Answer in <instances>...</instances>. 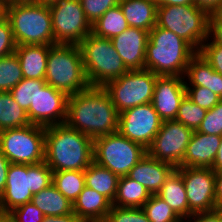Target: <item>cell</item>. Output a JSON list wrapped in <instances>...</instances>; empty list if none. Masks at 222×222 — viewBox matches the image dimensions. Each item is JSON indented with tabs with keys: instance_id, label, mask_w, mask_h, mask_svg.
<instances>
[{
	"instance_id": "cell-21",
	"label": "cell",
	"mask_w": 222,
	"mask_h": 222,
	"mask_svg": "<svg viewBox=\"0 0 222 222\" xmlns=\"http://www.w3.org/2000/svg\"><path fill=\"white\" fill-rule=\"evenodd\" d=\"M186 76L188 81L185 78V86L206 87L221 100L222 75L216 72L199 52L190 59L184 77Z\"/></svg>"
},
{
	"instance_id": "cell-1",
	"label": "cell",
	"mask_w": 222,
	"mask_h": 222,
	"mask_svg": "<svg viewBox=\"0 0 222 222\" xmlns=\"http://www.w3.org/2000/svg\"><path fill=\"white\" fill-rule=\"evenodd\" d=\"M119 113L102 86L68 96L65 123L93 140L118 132Z\"/></svg>"
},
{
	"instance_id": "cell-40",
	"label": "cell",
	"mask_w": 222,
	"mask_h": 222,
	"mask_svg": "<svg viewBox=\"0 0 222 222\" xmlns=\"http://www.w3.org/2000/svg\"><path fill=\"white\" fill-rule=\"evenodd\" d=\"M14 222H42L43 212L33 203L28 202L8 213Z\"/></svg>"
},
{
	"instance_id": "cell-49",
	"label": "cell",
	"mask_w": 222,
	"mask_h": 222,
	"mask_svg": "<svg viewBox=\"0 0 222 222\" xmlns=\"http://www.w3.org/2000/svg\"><path fill=\"white\" fill-rule=\"evenodd\" d=\"M157 6L163 5H190L194 4V0H154Z\"/></svg>"
},
{
	"instance_id": "cell-32",
	"label": "cell",
	"mask_w": 222,
	"mask_h": 222,
	"mask_svg": "<svg viewBox=\"0 0 222 222\" xmlns=\"http://www.w3.org/2000/svg\"><path fill=\"white\" fill-rule=\"evenodd\" d=\"M23 79L16 53L0 58V92L10 91Z\"/></svg>"
},
{
	"instance_id": "cell-10",
	"label": "cell",
	"mask_w": 222,
	"mask_h": 222,
	"mask_svg": "<svg viewBox=\"0 0 222 222\" xmlns=\"http://www.w3.org/2000/svg\"><path fill=\"white\" fill-rule=\"evenodd\" d=\"M157 76L147 69L129 70L121 77L107 82V91L118 113L152 102Z\"/></svg>"
},
{
	"instance_id": "cell-37",
	"label": "cell",
	"mask_w": 222,
	"mask_h": 222,
	"mask_svg": "<svg viewBox=\"0 0 222 222\" xmlns=\"http://www.w3.org/2000/svg\"><path fill=\"white\" fill-rule=\"evenodd\" d=\"M187 97L195 104L206 110L212 109L221 100L214 92L206 87L185 86Z\"/></svg>"
},
{
	"instance_id": "cell-45",
	"label": "cell",
	"mask_w": 222,
	"mask_h": 222,
	"mask_svg": "<svg viewBox=\"0 0 222 222\" xmlns=\"http://www.w3.org/2000/svg\"><path fill=\"white\" fill-rule=\"evenodd\" d=\"M9 166H10V161L1 152V146H0V196L3 194L6 186L7 172Z\"/></svg>"
},
{
	"instance_id": "cell-5",
	"label": "cell",
	"mask_w": 222,
	"mask_h": 222,
	"mask_svg": "<svg viewBox=\"0 0 222 222\" xmlns=\"http://www.w3.org/2000/svg\"><path fill=\"white\" fill-rule=\"evenodd\" d=\"M52 182L53 171L45 161L33 165L10 163L6 186L0 196V213L8 214L31 202L33 194L49 187Z\"/></svg>"
},
{
	"instance_id": "cell-48",
	"label": "cell",
	"mask_w": 222,
	"mask_h": 222,
	"mask_svg": "<svg viewBox=\"0 0 222 222\" xmlns=\"http://www.w3.org/2000/svg\"><path fill=\"white\" fill-rule=\"evenodd\" d=\"M216 210H222V171L215 173Z\"/></svg>"
},
{
	"instance_id": "cell-29",
	"label": "cell",
	"mask_w": 222,
	"mask_h": 222,
	"mask_svg": "<svg viewBox=\"0 0 222 222\" xmlns=\"http://www.w3.org/2000/svg\"><path fill=\"white\" fill-rule=\"evenodd\" d=\"M30 124L27 112L17 104L11 93L0 92V131Z\"/></svg>"
},
{
	"instance_id": "cell-7",
	"label": "cell",
	"mask_w": 222,
	"mask_h": 222,
	"mask_svg": "<svg viewBox=\"0 0 222 222\" xmlns=\"http://www.w3.org/2000/svg\"><path fill=\"white\" fill-rule=\"evenodd\" d=\"M86 78L90 86H104L129 69L115 50L111 39L92 32L79 44Z\"/></svg>"
},
{
	"instance_id": "cell-19",
	"label": "cell",
	"mask_w": 222,
	"mask_h": 222,
	"mask_svg": "<svg viewBox=\"0 0 222 222\" xmlns=\"http://www.w3.org/2000/svg\"><path fill=\"white\" fill-rule=\"evenodd\" d=\"M221 136L193 132L179 167L211 168L220 147Z\"/></svg>"
},
{
	"instance_id": "cell-42",
	"label": "cell",
	"mask_w": 222,
	"mask_h": 222,
	"mask_svg": "<svg viewBox=\"0 0 222 222\" xmlns=\"http://www.w3.org/2000/svg\"><path fill=\"white\" fill-rule=\"evenodd\" d=\"M16 46L10 22L4 18L0 22V58L14 53Z\"/></svg>"
},
{
	"instance_id": "cell-26",
	"label": "cell",
	"mask_w": 222,
	"mask_h": 222,
	"mask_svg": "<svg viewBox=\"0 0 222 222\" xmlns=\"http://www.w3.org/2000/svg\"><path fill=\"white\" fill-rule=\"evenodd\" d=\"M31 203L37 206L44 216H62L73 213V203L53 184L33 194Z\"/></svg>"
},
{
	"instance_id": "cell-43",
	"label": "cell",
	"mask_w": 222,
	"mask_h": 222,
	"mask_svg": "<svg viewBox=\"0 0 222 222\" xmlns=\"http://www.w3.org/2000/svg\"><path fill=\"white\" fill-rule=\"evenodd\" d=\"M209 37L222 46V9L210 14Z\"/></svg>"
},
{
	"instance_id": "cell-27",
	"label": "cell",
	"mask_w": 222,
	"mask_h": 222,
	"mask_svg": "<svg viewBox=\"0 0 222 222\" xmlns=\"http://www.w3.org/2000/svg\"><path fill=\"white\" fill-rule=\"evenodd\" d=\"M85 186L107 197L112 203L116 197L119 176L94 161L84 171Z\"/></svg>"
},
{
	"instance_id": "cell-23",
	"label": "cell",
	"mask_w": 222,
	"mask_h": 222,
	"mask_svg": "<svg viewBox=\"0 0 222 222\" xmlns=\"http://www.w3.org/2000/svg\"><path fill=\"white\" fill-rule=\"evenodd\" d=\"M112 202L88 186L73 203V212L83 220H105Z\"/></svg>"
},
{
	"instance_id": "cell-55",
	"label": "cell",
	"mask_w": 222,
	"mask_h": 222,
	"mask_svg": "<svg viewBox=\"0 0 222 222\" xmlns=\"http://www.w3.org/2000/svg\"><path fill=\"white\" fill-rule=\"evenodd\" d=\"M0 4H5V1L4 0H0Z\"/></svg>"
},
{
	"instance_id": "cell-51",
	"label": "cell",
	"mask_w": 222,
	"mask_h": 222,
	"mask_svg": "<svg viewBox=\"0 0 222 222\" xmlns=\"http://www.w3.org/2000/svg\"><path fill=\"white\" fill-rule=\"evenodd\" d=\"M30 2H35V3H39V4H44V5H51L53 3H55L57 0H28Z\"/></svg>"
},
{
	"instance_id": "cell-24",
	"label": "cell",
	"mask_w": 222,
	"mask_h": 222,
	"mask_svg": "<svg viewBox=\"0 0 222 222\" xmlns=\"http://www.w3.org/2000/svg\"><path fill=\"white\" fill-rule=\"evenodd\" d=\"M119 5L129 27L150 32L156 26L157 5L154 0H120Z\"/></svg>"
},
{
	"instance_id": "cell-46",
	"label": "cell",
	"mask_w": 222,
	"mask_h": 222,
	"mask_svg": "<svg viewBox=\"0 0 222 222\" xmlns=\"http://www.w3.org/2000/svg\"><path fill=\"white\" fill-rule=\"evenodd\" d=\"M194 4L209 14L222 9V0H194Z\"/></svg>"
},
{
	"instance_id": "cell-33",
	"label": "cell",
	"mask_w": 222,
	"mask_h": 222,
	"mask_svg": "<svg viewBox=\"0 0 222 222\" xmlns=\"http://www.w3.org/2000/svg\"><path fill=\"white\" fill-rule=\"evenodd\" d=\"M142 209L151 222H179L181 220L172 208L157 194H151Z\"/></svg>"
},
{
	"instance_id": "cell-52",
	"label": "cell",
	"mask_w": 222,
	"mask_h": 222,
	"mask_svg": "<svg viewBox=\"0 0 222 222\" xmlns=\"http://www.w3.org/2000/svg\"><path fill=\"white\" fill-rule=\"evenodd\" d=\"M0 222H14L8 214H0Z\"/></svg>"
},
{
	"instance_id": "cell-14",
	"label": "cell",
	"mask_w": 222,
	"mask_h": 222,
	"mask_svg": "<svg viewBox=\"0 0 222 222\" xmlns=\"http://www.w3.org/2000/svg\"><path fill=\"white\" fill-rule=\"evenodd\" d=\"M183 179L189 216L216 210L215 172L211 168L176 167Z\"/></svg>"
},
{
	"instance_id": "cell-15",
	"label": "cell",
	"mask_w": 222,
	"mask_h": 222,
	"mask_svg": "<svg viewBox=\"0 0 222 222\" xmlns=\"http://www.w3.org/2000/svg\"><path fill=\"white\" fill-rule=\"evenodd\" d=\"M162 123L152 103L138 105L119 113L118 132L147 149Z\"/></svg>"
},
{
	"instance_id": "cell-35",
	"label": "cell",
	"mask_w": 222,
	"mask_h": 222,
	"mask_svg": "<svg viewBox=\"0 0 222 222\" xmlns=\"http://www.w3.org/2000/svg\"><path fill=\"white\" fill-rule=\"evenodd\" d=\"M45 79H27L23 78L9 92L13 99L21 106L23 110L28 112L31 103H34L37 94V85H45Z\"/></svg>"
},
{
	"instance_id": "cell-47",
	"label": "cell",
	"mask_w": 222,
	"mask_h": 222,
	"mask_svg": "<svg viewBox=\"0 0 222 222\" xmlns=\"http://www.w3.org/2000/svg\"><path fill=\"white\" fill-rule=\"evenodd\" d=\"M74 212L62 216H44L42 222H83Z\"/></svg>"
},
{
	"instance_id": "cell-16",
	"label": "cell",
	"mask_w": 222,
	"mask_h": 222,
	"mask_svg": "<svg viewBox=\"0 0 222 222\" xmlns=\"http://www.w3.org/2000/svg\"><path fill=\"white\" fill-rule=\"evenodd\" d=\"M68 96L48 85H37L34 103L30 104L27 116L31 124L48 127L63 124L67 117Z\"/></svg>"
},
{
	"instance_id": "cell-39",
	"label": "cell",
	"mask_w": 222,
	"mask_h": 222,
	"mask_svg": "<svg viewBox=\"0 0 222 222\" xmlns=\"http://www.w3.org/2000/svg\"><path fill=\"white\" fill-rule=\"evenodd\" d=\"M198 132L222 136V101L207 110L205 118L197 129Z\"/></svg>"
},
{
	"instance_id": "cell-44",
	"label": "cell",
	"mask_w": 222,
	"mask_h": 222,
	"mask_svg": "<svg viewBox=\"0 0 222 222\" xmlns=\"http://www.w3.org/2000/svg\"><path fill=\"white\" fill-rule=\"evenodd\" d=\"M185 219H183L185 222H222V210L196 213Z\"/></svg>"
},
{
	"instance_id": "cell-3",
	"label": "cell",
	"mask_w": 222,
	"mask_h": 222,
	"mask_svg": "<svg viewBox=\"0 0 222 222\" xmlns=\"http://www.w3.org/2000/svg\"><path fill=\"white\" fill-rule=\"evenodd\" d=\"M197 51L172 31L158 27L149 32L145 69L158 76L184 77L190 59Z\"/></svg>"
},
{
	"instance_id": "cell-31",
	"label": "cell",
	"mask_w": 222,
	"mask_h": 222,
	"mask_svg": "<svg viewBox=\"0 0 222 222\" xmlns=\"http://www.w3.org/2000/svg\"><path fill=\"white\" fill-rule=\"evenodd\" d=\"M52 184L71 203H74L85 187V173L79 170L56 171L53 172Z\"/></svg>"
},
{
	"instance_id": "cell-20",
	"label": "cell",
	"mask_w": 222,
	"mask_h": 222,
	"mask_svg": "<svg viewBox=\"0 0 222 222\" xmlns=\"http://www.w3.org/2000/svg\"><path fill=\"white\" fill-rule=\"evenodd\" d=\"M175 169L172 164L159 161L146 154L127 176L142 184L150 194H157Z\"/></svg>"
},
{
	"instance_id": "cell-8",
	"label": "cell",
	"mask_w": 222,
	"mask_h": 222,
	"mask_svg": "<svg viewBox=\"0 0 222 222\" xmlns=\"http://www.w3.org/2000/svg\"><path fill=\"white\" fill-rule=\"evenodd\" d=\"M210 14L196 6L190 5H163L157 6L156 25L172 31L197 52L209 38Z\"/></svg>"
},
{
	"instance_id": "cell-30",
	"label": "cell",
	"mask_w": 222,
	"mask_h": 222,
	"mask_svg": "<svg viewBox=\"0 0 222 222\" xmlns=\"http://www.w3.org/2000/svg\"><path fill=\"white\" fill-rule=\"evenodd\" d=\"M129 25L124 17L120 5L108 9L92 25V33L99 37L112 39L128 29Z\"/></svg>"
},
{
	"instance_id": "cell-50",
	"label": "cell",
	"mask_w": 222,
	"mask_h": 222,
	"mask_svg": "<svg viewBox=\"0 0 222 222\" xmlns=\"http://www.w3.org/2000/svg\"><path fill=\"white\" fill-rule=\"evenodd\" d=\"M212 170L215 173L222 171V138H221L220 147L218 148L216 158H215L214 163L212 165Z\"/></svg>"
},
{
	"instance_id": "cell-25",
	"label": "cell",
	"mask_w": 222,
	"mask_h": 222,
	"mask_svg": "<svg viewBox=\"0 0 222 222\" xmlns=\"http://www.w3.org/2000/svg\"><path fill=\"white\" fill-rule=\"evenodd\" d=\"M157 195L163 199L181 219L189 217V207L182 176L174 170L165 180Z\"/></svg>"
},
{
	"instance_id": "cell-54",
	"label": "cell",
	"mask_w": 222,
	"mask_h": 222,
	"mask_svg": "<svg viewBox=\"0 0 222 222\" xmlns=\"http://www.w3.org/2000/svg\"><path fill=\"white\" fill-rule=\"evenodd\" d=\"M83 222H106L105 220H84Z\"/></svg>"
},
{
	"instance_id": "cell-53",
	"label": "cell",
	"mask_w": 222,
	"mask_h": 222,
	"mask_svg": "<svg viewBox=\"0 0 222 222\" xmlns=\"http://www.w3.org/2000/svg\"><path fill=\"white\" fill-rule=\"evenodd\" d=\"M5 18V4H0V22Z\"/></svg>"
},
{
	"instance_id": "cell-11",
	"label": "cell",
	"mask_w": 222,
	"mask_h": 222,
	"mask_svg": "<svg viewBox=\"0 0 222 222\" xmlns=\"http://www.w3.org/2000/svg\"><path fill=\"white\" fill-rule=\"evenodd\" d=\"M0 146L10 163H41L44 161L45 127L30 124L0 131Z\"/></svg>"
},
{
	"instance_id": "cell-2",
	"label": "cell",
	"mask_w": 222,
	"mask_h": 222,
	"mask_svg": "<svg viewBox=\"0 0 222 222\" xmlns=\"http://www.w3.org/2000/svg\"><path fill=\"white\" fill-rule=\"evenodd\" d=\"M93 153V139L66 123L45 127L44 161L53 172L85 171Z\"/></svg>"
},
{
	"instance_id": "cell-22",
	"label": "cell",
	"mask_w": 222,
	"mask_h": 222,
	"mask_svg": "<svg viewBox=\"0 0 222 222\" xmlns=\"http://www.w3.org/2000/svg\"><path fill=\"white\" fill-rule=\"evenodd\" d=\"M49 45H17L23 78L45 79Z\"/></svg>"
},
{
	"instance_id": "cell-34",
	"label": "cell",
	"mask_w": 222,
	"mask_h": 222,
	"mask_svg": "<svg viewBox=\"0 0 222 222\" xmlns=\"http://www.w3.org/2000/svg\"><path fill=\"white\" fill-rule=\"evenodd\" d=\"M207 110L193 103L187 95L181 100L176 121L181 122L186 127L196 131L205 118Z\"/></svg>"
},
{
	"instance_id": "cell-13",
	"label": "cell",
	"mask_w": 222,
	"mask_h": 222,
	"mask_svg": "<svg viewBox=\"0 0 222 222\" xmlns=\"http://www.w3.org/2000/svg\"><path fill=\"white\" fill-rule=\"evenodd\" d=\"M193 130L176 120L163 121L147 154L159 161L172 164L175 168L183 162Z\"/></svg>"
},
{
	"instance_id": "cell-38",
	"label": "cell",
	"mask_w": 222,
	"mask_h": 222,
	"mask_svg": "<svg viewBox=\"0 0 222 222\" xmlns=\"http://www.w3.org/2000/svg\"><path fill=\"white\" fill-rule=\"evenodd\" d=\"M87 21L95 22L110 8L119 5L120 0H80Z\"/></svg>"
},
{
	"instance_id": "cell-36",
	"label": "cell",
	"mask_w": 222,
	"mask_h": 222,
	"mask_svg": "<svg viewBox=\"0 0 222 222\" xmlns=\"http://www.w3.org/2000/svg\"><path fill=\"white\" fill-rule=\"evenodd\" d=\"M106 222H151L142 208L117 207L112 205Z\"/></svg>"
},
{
	"instance_id": "cell-17",
	"label": "cell",
	"mask_w": 222,
	"mask_h": 222,
	"mask_svg": "<svg viewBox=\"0 0 222 222\" xmlns=\"http://www.w3.org/2000/svg\"><path fill=\"white\" fill-rule=\"evenodd\" d=\"M185 77L157 76L152 105L163 121L175 120L181 100L186 95Z\"/></svg>"
},
{
	"instance_id": "cell-41",
	"label": "cell",
	"mask_w": 222,
	"mask_h": 222,
	"mask_svg": "<svg viewBox=\"0 0 222 222\" xmlns=\"http://www.w3.org/2000/svg\"><path fill=\"white\" fill-rule=\"evenodd\" d=\"M212 68L222 75V46L216 44L210 37L198 51Z\"/></svg>"
},
{
	"instance_id": "cell-6",
	"label": "cell",
	"mask_w": 222,
	"mask_h": 222,
	"mask_svg": "<svg viewBox=\"0 0 222 222\" xmlns=\"http://www.w3.org/2000/svg\"><path fill=\"white\" fill-rule=\"evenodd\" d=\"M45 81L67 96L90 86L79 45H49Z\"/></svg>"
},
{
	"instance_id": "cell-12",
	"label": "cell",
	"mask_w": 222,
	"mask_h": 222,
	"mask_svg": "<svg viewBox=\"0 0 222 222\" xmlns=\"http://www.w3.org/2000/svg\"><path fill=\"white\" fill-rule=\"evenodd\" d=\"M49 8L54 45H79L92 32L80 0H57Z\"/></svg>"
},
{
	"instance_id": "cell-18",
	"label": "cell",
	"mask_w": 222,
	"mask_h": 222,
	"mask_svg": "<svg viewBox=\"0 0 222 222\" xmlns=\"http://www.w3.org/2000/svg\"><path fill=\"white\" fill-rule=\"evenodd\" d=\"M148 37V31L129 27L111 39L115 50L129 70L145 69Z\"/></svg>"
},
{
	"instance_id": "cell-28",
	"label": "cell",
	"mask_w": 222,
	"mask_h": 222,
	"mask_svg": "<svg viewBox=\"0 0 222 222\" xmlns=\"http://www.w3.org/2000/svg\"><path fill=\"white\" fill-rule=\"evenodd\" d=\"M150 196L151 194L142 184L132 180L128 176H121L112 205L117 207L142 208Z\"/></svg>"
},
{
	"instance_id": "cell-9",
	"label": "cell",
	"mask_w": 222,
	"mask_h": 222,
	"mask_svg": "<svg viewBox=\"0 0 222 222\" xmlns=\"http://www.w3.org/2000/svg\"><path fill=\"white\" fill-rule=\"evenodd\" d=\"M93 152L96 164L121 177L127 176L130 170L146 156L147 149L115 132L94 139Z\"/></svg>"
},
{
	"instance_id": "cell-4",
	"label": "cell",
	"mask_w": 222,
	"mask_h": 222,
	"mask_svg": "<svg viewBox=\"0 0 222 222\" xmlns=\"http://www.w3.org/2000/svg\"><path fill=\"white\" fill-rule=\"evenodd\" d=\"M16 45H54L52 17L48 5L28 0L5 1Z\"/></svg>"
}]
</instances>
